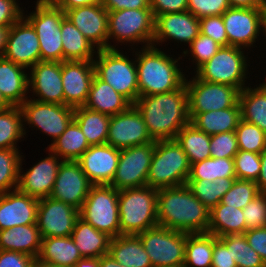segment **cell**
<instances>
[{"mask_svg":"<svg viewBox=\"0 0 266 267\" xmlns=\"http://www.w3.org/2000/svg\"><path fill=\"white\" fill-rule=\"evenodd\" d=\"M248 53L243 48L221 46L194 74L201 80L230 85L242 91L247 86V79L250 80L248 67L251 57L248 58Z\"/></svg>","mask_w":266,"mask_h":267,"instance_id":"cell-9","label":"cell"},{"mask_svg":"<svg viewBox=\"0 0 266 267\" xmlns=\"http://www.w3.org/2000/svg\"><path fill=\"white\" fill-rule=\"evenodd\" d=\"M10 27H0V57L3 56Z\"/></svg>","mask_w":266,"mask_h":267,"instance_id":"cell-65","label":"cell"},{"mask_svg":"<svg viewBox=\"0 0 266 267\" xmlns=\"http://www.w3.org/2000/svg\"><path fill=\"white\" fill-rule=\"evenodd\" d=\"M258 193L260 192L255 181L235 179L231 188L223 196L221 203L243 209Z\"/></svg>","mask_w":266,"mask_h":267,"instance_id":"cell-48","label":"cell"},{"mask_svg":"<svg viewBox=\"0 0 266 267\" xmlns=\"http://www.w3.org/2000/svg\"><path fill=\"white\" fill-rule=\"evenodd\" d=\"M154 18L166 13L188 11V0H150Z\"/></svg>","mask_w":266,"mask_h":267,"instance_id":"cell-55","label":"cell"},{"mask_svg":"<svg viewBox=\"0 0 266 267\" xmlns=\"http://www.w3.org/2000/svg\"><path fill=\"white\" fill-rule=\"evenodd\" d=\"M11 107V105L4 99L1 91H0V111L5 110Z\"/></svg>","mask_w":266,"mask_h":267,"instance_id":"cell-67","label":"cell"},{"mask_svg":"<svg viewBox=\"0 0 266 267\" xmlns=\"http://www.w3.org/2000/svg\"><path fill=\"white\" fill-rule=\"evenodd\" d=\"M199 34V18L189 11L166 13L155 17L152 46H166L165 42L170 40L175 41V44L180 42V45L183 43L189 46Z\"/></svg>","mask_w":266,"mask_h":267,"instance_id":"cell-19","label":"cell"},{"mask_svg":"<svg viewBox=\"0 0 266 267\" xmlns=\"http://www.w3.org/2000/svg\"><path fill=\"white\" fill-rule=\"evenodd\" d=\"M80 210L51 197L39 199L37 227L41 238L71 236Z\"/></svg>","mask_w":266,"mask_h":267,"instance_id":"cell-17","label":"cell"},{"mask_svg":"<svg viewBox=\"0 0 266 267\" xmlns=\"http://www.w3.org/2000/svg\"><path fill=\"white\" fill-rule=\"evenodd\" d=\"M22 151L0 149V194L17 189Z\"/></svg>","mask_w":266,"mask_h":267,"instance_id":"cell-45","label":"cell"},{"mask_svg":"<svg viewBox=\"0 0 266 267\" xmlns=\"http://www.w3.org/2000/svg\"><path fill=\"white\" fill-rule=\"evenodd\" d=\"M73 120L79 125L90 146L107 143L110 116L83 106L74 108Z\"/></svg>","mask_w":266,"mask_h":267,"instance_id":"cell-37","label":"cell"},{"mask_svg":"<svg viewBox=\"0 0 266 267\" xmlns=\"http://www.w3.org/2000/svg\"><path fill=\"white\" fill-rule=\"evenodd\" d=\"M19 2V0H0V27H11L23 17L24 9Z\"/></svg>","mask_w":266,"mask_h":267,"instance_id":"cell-54","label":"cell"},{"mask_svg":"<svg viewBox=\"0 0 266 267\" xmlns=\"http://www.w3.org/2000/svg\"><path fill=\"white\" fill-rule=\"evenodd\" d=\"M28 85L30 99L64 105L61 62L39 61L28 70Z\"/></svg>","mask_w":266,"mask_h":267,"instance_id":"cell-21","label":"cell"},{"mask_svg":"<svg viewBox=\"0 0 266 267\" xmlns=\"http://www.w3.org/2000/svg\"><path fill=\"white\" fill-rule=\"evenodd\" d=\"M82 255L71 236L42 238L38 260L58 266L73 267Z\"/></svg>","mask_w":266,"mask_h":267,"instance_id":"cell-33","label":"cell"},{"mask_svg":"<svg viewBox=\"0 0 266 267\" xmlns=\"http://www.w3.org/2000/svg\"><path fill=\"white\" fill-rule=\"evenodd\" d=\"M94 75L93 61L61 62L64 105L72 108L83 107L87 101Z\"/></svg>","mask_w":266,"mask_h":267,"instance_id":"cell-24","label":"cell"},{"mask_svg":"<svg viewBox=\"0 0 266 267\" xmlns=\"http://www.w3.org/2000/svg\"><path fill=\"white\" fill-rule=\"evenodd\" d=\"M157 191L147 185L119 191L120 235H138L158 225Z\"/></svg>","mask_w":266,"mask_h":267,"instance_id":"cell-4","label":"cell"},{"mask_svg":"<svg viewBox=\"0 0 266 267\" xmlns=\"http://www.w3.org/2000/svg\"><path fill=\"white\" fill-rule=\"evenodd\" d=\"M237 178H219L216 181L187 180L186 184L194 196L209 210L217 206L225 193L231 188Z\"/></svg>","mask_w":266,"mask_h":267,"instance_id":"cell-43","label":"cell"},{"mask_svg":"<svg viewBox=\"0 0 266 267\" xmlns=\"http://www.w3.org/2000/svg\"><path fill=\"white\" fill-rule=\"evenodd\" d=\"M244 235L250 247L260 255L266 264V227L247 230Z\"/></svg>","mask_w":266,"mask_h":267,"instance_id":"cell-57","label":"cell"},{"mask_svg":"<svg viewBox=\"0 0 266 267\" xmlns=\"http://www.w3.org/2000/svg\"><path fill=\"white\" fill-rule=\"evenodd\" d=\"M261 171L256 181L259 192L266 193V148L260 153Z\"/></svg>","mask_w":266,"mask_h":267,"instance_id":"cell-62","label":"cell"},{"mask_svg":"<svg viewBox=\"0 0 266 267\" xmlns=\"http://www.w3.org/2000/svg\"><path fill=\"white\" fill-rule=\"evenodd\" d=\"M235 133L239 150L260 154L266 148V132L255 124L241 119Z\"/></svg>","mask_w":266,"mask_h":267,"instance_id":"cell-47","label":"cell"},{"mask_svg":"<svg viewBox=\"0 0 266 267\" xmlns=\"http://www.w3.org/2000/svg\"><path fill=\"white\" fill-rule=\"evenodd\" d=\"M25 67L0 57V91L11 105L20 107L29 98L28 73Z\"/></svg>","mask_w":266,"mask_h":267,"instance_id":"cell-27","label":"cell"},{"mask_svg":"<svg viewBox=\"0 0 266 267\" xmlns=\"http://www.w3.org/2000/svg\"><path fill=\"white\" fill-rule=\"evenodd\" d=\"M153 154L154 143L120 150L118 166L110 186L118 191L146 186Z\"/></svg>","mask_w":266,"mask_h":267,"instance_id":"cell-14","label":"cell"},{"mask_svg":"<svg viewBox=\"0 0 266 267\" xmlns=\"http://www.w3.org/2000/svg\"><path fill=\"white\" fill-rule=\"evenodd\" d=\"M250 85L248 83L239 94L241 119L266 132V83L256 84V87Z\"/></svg>","mask_w":266,"mask_h":267,"instance_id":"cell-34","label":"cell"},{"mask_svg":"<svg viewBox=\"0 0 266 267\" xmlns=\"http://www.w3.org/2000/svg\"><path fill=\"white\" fill-rule=\"evenodd\" d=\"M233 159L237 179L257 181L261 171L260 154L239 150Z\"/></svg>","mask_w":266,"mask_h":267,"instance_id":"cell-49","label":"cell"},{"mask_svg":"<svg viewBox=\"0 0 266 267\" xmlns=\"http://www.w3.org/2000/svg\"><path fill=\"white\" fill-rule=\"evenodd\" d=\"M99 267H124L108 253L99 258Z\"/></svg>","mask_w":266,"mask_h":267,"instance_id":"cell-63","label":"cell"},{"mask_svg":"<svg viewBox=\"0 0 266 267\" xmlns=\"http://www.w3.org/2000/svg\"><path fill=\"white\" fill-rule=\"evenodd\" d=\"M119 191L110 185H92L80 209V217L111 238L120 235Z\"/></svg>","mask_w":266,"mask_h":267,"instance_id":"cell-10","label":"cell"},{"mask_svg":"<svg viewBox=\"0 0 266 267\" xmlns=\"http://www.w3.org/2000/svg\"><path fill=\"white\" fill-rule=\"evenodd\" d=\"M190 123L207 135L235 131L240 120L241 110L239 102L227 109L203 113H189Z\"/></svg>","mask_w":266,"mask_h":267,"instance_id":"cell-30","label":"cell"},{"mask_svg":"<svg viewBox=\"0 0 266 267\" xmlns=\"http://www.w3.org/2000/svg\"><path fill=\"white\" fill-rule=\"evenodd\" d=\"M200 33L215 40L221 46H228V37L222 15L199 19Z\"/></svg>","mask_w":266,"mask_h":267,"instance_id":"cell-53","label":"cell"},{"mask_svg":"<svg viewBox=\"0 0 266 267\" xmlns=\"http://www.w3.org/2000/svg\"><path fill=\"white\" fill-rule=\"evenodd\" d=\"M132 104L108 83L94 75L84 107L114 116L125 112Z\"/></svg>","mask_w":266,"mask_h":267,"instance_id":"cell-29","label":"cell"},{"mask_svg":"<svg viewBox=\"0 0 266 267\" xmlns=\"http://www.w3.org/2000/svg\"><path fill=\"white\" fill-rule=\"evenodd\" d=\"M230 250L237 267H266L260 255L250 247L244 234H231L218 237Z\"/></svg>","mask_w":266,"mask_h":267,"instance_id":"cell-44","label":"cell"},{"mask_svg":"<svg viewBox=\"0 0 266 267\" xmlns=\"http://www.w3.org/2000/svg\"><path fill=\"white\" fill-rule=\"evenodd\" d=\"M39 199L14 189L0 194V230L36 224Z\"/></svg>","mask_w":266,"mask_h":267,"instance_id":"cell-26","label":"cell"},{"mask_svg":"<svg viewBox=\"0 0 266 267\" xmlns=\"http://www.w3.org/2000/svg\"><path fill=\"white\" fill-rule=\"evenodd\" d=\"M210 210L194 196L187 184L157 191L158 225L183 233H206Z\"/></svg>","mask_w":266,"mask_h":267,"instance_id":"cell-2","label":"cell"},{"mask_svg":"<svg viewBox=\"0 0 266 267\" xmlns=\"http://www.w3.org/2000/svg\"><path fill=\"white\" fill-rule=\"evenodd\" d=\"M3 57L28 70L41 61L38 36L24 17L10 27Z\"/></svg>","mask_w":266,"mask_h":267,"instance_id":"cell-20","label":"cell"},{"mask_svg":"<svg viewBox=\"0 0 266 267\" xmlns=\"http://www.w3.org/2000/svg\"><path fill=\"white\" fill-rule=\"evenodd\" d=\"M35 260L21 252L0 250V267H33Z\"/></svg>","mask_w":266,"mask_h":267,"instance_id":"cell-56","label":"cell"},{"mask_svg":"<svg viewBox=\"0 0 266 267\" xmlns=\"http://www.w3.org/2000/svg\"><path fill=\"white\" fill-rule=\"evenodd\" d=\"M108 254L124 267H152L138 235L111 238Z\"/></svg>","mask_w":266,"mask_h":267,"instance_id":"cell-31","label":"cell"},{"mask_svg":"<svg viewBox=\"0 0 266 267\" xmlns=\"http://www.w3.org/2000/svg\"><path fill=\"white\" fill-rule=\"evenodd\" d=\"M229 8L228 0H188V11L199 19L223 15Z\"/></svg>","mask_w":266,"mask_h":267,"instance_id":"cell-52","label":"cell"},{"mask_svg":"<svg viewBox=\"0 0 266 267\" xmlns=\"http://www.w3.org/2000/svg\"><path fill=\"white\" fill-rule=\"evenodd\" d=\"M82 257L100 258L109 252L111 237L79 217L71 233Z\"/></svg>","mask_w":266,"mask_h":267,"instance_id":"cell-32","label":"cell"},{"mask_svg":"<svg viewBox=\"0 0 266 267\" xmlns=\"http://www.w3.org/2000/svg\"><path fill=\"white\" fill-rule=\"evenodd\" d=\"M42 238L37 224L19 225L0 230V250L21 252L35 259L41 251Z\"/></svg>","mask_w":266,"mask_h":267,"instance_id":"cell-28","label":"cell"},{"mask_svg":"<svg viewBox=\"0 0 266 267\" xmlns=\"http://www.w3.org/2000/svg\"><path fill=\"white\" fill-rule=\"evenodd\" d=\"M154 24L155 18L151 9L108 12V49H118L127 44V48L130 47L131 50L140 48L139 44L141 48L152 46Z\"/></svg>","mask_w":266,"mask_h":267,"instance_id":"cell-5","label":"cell"},{"mask_svg":"<svg viewBox=\"0 0 266 267\" xmlns=\"http://www.w3.org/2000/svg\"><path fill=\"white\" fill-rule=\"evenodd\" d=\"M262 36L265 37L266 39V7L264 8V13H263V29H262Z\"/></svg>","mask_w":266,"mask_h":267,"instance_id":"cell-68","label":"cell"},{"mask_svg":"<svg viewBox=\"0 0 266 267\" xmlns=\"http://www.w3.org/2000/svg\"><path fill=\"white\" fill-rule=\"evenodd\" d=\"M92 186L77 161L63 160L49 197L80 210Z\"/></svg>","mask_w":266,"mask_h":267,"instance_id":"cell-22","label":"cell"},{"mask_svg":"<svg viewBox=\"0 0 266 267\" xmlns=\"http://www.w3.org/2000/svg\"><path fill=\"white\" fill-rule=\"evenodd\" d=\"M126 50L135 54L139 96L172 92L185 83L187 72L179 65L180 54L175 58L155 46Z\"/></svg>","mask_w":266,"mask_h":267,"instance_id":"cell-3","label":"cell"},{"mask_svg":"<svg viewBox=\"0 0 266 267\" xmlns=\"http://www.w3.org/2000/svg\"><path fill=\"white\" fill-rule=\"evenodd\" d=\"M35 8L23 17L35 29L40 43L41 61L63 62L61 24L66 18L65 12L52 0H36ZM27 14H26V13Z\"/></svg>","mask_w":266,"mask_h":267,"instance_id":"cell-8","label":"cell"},{"mask_svg":"<svg viewBox=\"0 0 266 267\" xmlns=\"http://www.w3.org/2000/svg\"><path fill=\"white\" fill-rule=\"evenodd\" d=\"M217 239L208 232L188 234L183 267H211L213 244Z\"/></svg>","mask_w":266,"mask_h":267,"instance_id":"cell-39","label":"cell"},{"mask_svg":"<svg viewBox=\"0 0 266 267\" xmlns=\"http://www.w3.org/2000/svg\"><path fill=\"white\" fill-rule=\"evenodd\" d=\"M190 166L186 153L176 139L155 141L147 186L160 189L184 185Z\"/></svg>","mask_w":266,"mask_h":267,"instance_id":"cell-6","label":"cell"},{"mask_svg":"<svg viewBox=\"0 0 266 267\" xmlns=\"http://www.w3.org/2000/svg\"><path fill=\"white\" fill-rule=\"evenodd\" d=\"M244 218L242 209L220 202L210 210L207 232L217 238L231 234H244L246 231Z\"/></svg>","mask_w":266,"mask_h":267,"instance_id":"cell-35","label":"cell"},{"mask_svg":"<svg viewBox=\"0 0 266 267\" xmlns=\"http://www.w3.org/2000/svg\"><path fill=\"white\" fill-rule=\"evenodd\" d=\"M101 3L108 12L124 9H151L150 0H101Z\"/></svg>","mask_w":266,"mask_h":267,"instance_id":"cell-58","label":"cell"},{"mask_svg":"<svg viewBox=\"0 0 266 267\" xmlns=\"http://www.w3.org/2000/svg\"><path fill=\"white\" fill-rule=\"evenodd\" d=\"M120 49L97 50L93 59L95 75L133 105L139 97L135 54L131 59Z\"/></svg>","mask_w":266,"mask_h":267,"instance_id":"cell-7","label":"cell"},{"mask_svg":"<svg viewBox=\"0 0 266 267\" xmlns=\"http://www.w3.org/2000/svg\"><path fill=\"white\" fill-rule=\"evenodd\" d=\"M65 15L97 50L108 49V11L102 3L75 7Z\"/></svg>","mask_w":266,"mask_h":267,"instance_id":"cell-23","label":"cell"},{"mask_svg":"<svg viewBox=\"0 0 266 267\" xmlns=\"http://www.w3.org/2000/svg\"><path fill=\"white\" fill-rule=\"evenodd\" d=\"M48 155L29 169L23 170L25 156H21L19 165V176L17 189L36 199L47 198L50 196L57 177L58 169L62 159L46 148ZM24 157V158H23Z\"/></svg>","mask_w":266,"mask_h":267,"instance_id":"cell-16","label":"cell"},{"mask_svg":"<svg viewBox=\"0 0 266 267\" xmlns=\"http://www.w3.org/2000/svg\"><path fill=\"white\" fill-rule=\"evenodd\" d=\"M63 61H93L97 49L65 18L61 24Z\"/></svg>","mask_w":266,"mask_h":267,"instance_id":"cell-36","label":"cell"},{"mask_svg":"<svg viewBox=\"0 0 266 267\" xmlns=\"http://www.w3.org/2000/svg\"><path fill=\"white\" fill-rule=\"evenodd\" d=\"M23 132L27 127L52 137L48 147L66 130L74 119V108L61 104L44 103L28 98L21 106ZM26 127V128H25Z\"/></svg>","mask_w":266,"mask_h":267,"instance_id":"cell-12","label":"cell"},{"mask_svg":"<svg viewBox=\"0 0 266 267\" xmlns=\"http://www.w3.org/2000/svg\"><path fill=\"white\" fill-rule=\"evenodd\" d=\"M239 151L235 131L210 135V153L213 158H234Z\"/></svg>","mask_w":266,"mask_h":267,"instance_id":"cell-50","label":"cell"},{"mask_svg":"<svg viewBox=\"0 0 266 267\" xmlns=\"http://www.w3.org/2000/svg\"><path fill=\"white\" fill-rule=\"evenodd\" d=\"M73 267H99V258L83 257Z\"/></svg>","mask_w":266,"mask_h":267,"instance_id":"cell-64","label":"cell"},{"mask_svg":"<svg viewBox=\"0 0 266 267\" xmlns=\"http://www.w3.org/2000/svg\"><path fill=\"white\" fill-rule=\"evenodd\" d=\"M186 76L189 113H203L234 107L239 102L240 90L236 87L211 83ZM189 79V80H188Z\"/></svg>","mask_w":266,"mask_h":267,"instance_id":"cell-13","label":"cell"},{"mask_svg":"<svg viewBox=\"0 0 266 267\" xmlns=\"http://www.w3.org/2000/svg\"><path fill=\"white\" fill-rule=\"evenodd\" d=\"M230 7L237 8H265L266 0H228Z\"/></svg>","mask_w":266,"mask_h":267,"instance_id":"cell-61","label":"cell"},{"mask_svg":"<svg viewBox=\"0 0 266 267\" xmlns=\"http://www.w3.org/2000/svg\"><path fill=\"white\" fill-rule=\"evenodd\" d=\"M146 143L155 141L147 131L142 114L134 105L110 117L107 144L122 150Z\"/></svg>","mask_w":266,"mask_h":267,"instance_id":"cell-18","label":"cell"},{"mask_svg":"<svg viewBox=\"0 0 266 267\" xmlns=\"http://www.w3.org/2000/svg\"><path fill=\"white\" fill-rule=\"evenodd\" d=\"M175 139L186 153L190 164L211 158L210 135L196 129L191 123L184 126Z\"/></svg>","mask_w":266,"mask_h":267,"instance_id":"cell-40","label":"cell"},{"mask_svg":"<svg viewBox=\"0 0 266 267\" xmlns=\"http://www.w3.org/2000/svg\"><path fill=\"white\" fill-rule=\"evenodd\" d=\"M246 231L266 227V193H258L243 209Z\"/></svg>","mask_w":266,"mask_h":267,"instance_id":"cell-51","label":"cell"},{"mask_svg":"<svg viewBox=\"0 0 266 267\" xmlns=\"http://www.w3.org/2000/svg\"><path fill=\"white\" fill-rule=\"evenodd\" d=\"M22 138L25 140L20 107L0 111V149H19L17 143L23 141Z\"/></svg>","mask_w":266,"mask_h":267,"instance_id":"cell-42","label":"cell"},{"mask_svg":"<svg viewBox=\"0 0 266 267\" xmlns=\"http://www.w3.org/2000/svg\"><path fill=\"white\" fill-rule=\"evenodd\" d=\"M189 48V49H188ZM187 49H183L182 56L190 61V63L193 64L194 70H192L193 74L195 73V70L197 71L203 64H205L208 60L211 59V57L218 52V50L221 48V45L218 44L215 40L212 38L204 35L199 34L188 46ZM187 56V57H186ZM190 56V58H188Z\"/></svg>","mask_w":266,"mask_h":267,"instance_id":"cell-46","label":"cell"},{"mask_svg":"<svg viewBox=\"0 0 266 267\" xmlns=\"http://www.w3.org/2000/svg\"><path fill=\"white\" fill-rule=\"evenodd\" d=\"M230 250L217 239L213 244L212 266L211 267H237L232 259Z\"/></svg>","mask_w":266,"mask_h":267,"instance_id":"cell-59","label":"cell"},{"mask_svg":"<svg viewBox=\"0 0 266 267\" xmlns=\"http://www.w3.org/2000/svg\"><path fill=\"white\" fill-rule=\"evenodd\" d=\"M133 105L142 114L153 141L175 139L190 123L186 83L172 92L139 96Z\"/></svg>","mask_w":266,"mask_h":267,"instance_id":"cell-1","label":"cell"},{"mask_svg":"<svg viewBox=\"0 0 266 267\" xmlns=\"http://www.w3.org/2000/svg\"><path fill=\"white\" fill-rule=\"evenodd\" d=\"M187 235L159 225L138 234L152 267H183Z\"/></svg>","mask_w":266,"mask_h":267,"instance_id":"cell-11","label":"cell"},{"mask_svg":"<svg viewBox=\"0 0 266 267\" xmlns=\"http://www.w3.org/2000/svg\"><path fill=\"white\" fill-rule=\"evenodd\" d=\"M33 267H68V266L53 265V264L41 262L38 259H36Z\"/></svg>","mask_w":266,"mask_h":267,"instance_id":"cell-66","label":"cell"},{"mask_svg":"<svg viewBox=\"0 0 266 267\" xmlns=\"http://www.w3.org/2000/svg\"><path fill=\"white\" fill-rule=\"evenodd\" d=\"M219 178H236L233 158H208L191 164L187 180L216 181Z\"/></svg>","mask_w":266,"mask_h":267,"instance_id":"cell-41","label":"cell"},{"mask_svg":"<svg viewBox=\"0 0 266 267\" xmlns=\"http://www.w3.org/2000/svg\"><path fill=\"white\" fill-rule=\"evenodd\" d=\"M264 8L230 7L222 15L228 37V46L250 50L257 47L263 29ZM257 39V40H256Z\"/></svg>","mask_w":266,"mask_h":267,"instance_id":"cell-15","label":"cell"},{"mask_svg":"<svg viewBox=\"0 0 266 267\" xmlns=\"http://www.w3.org/2000/svg\"><path fill=\"white\" fill-rule=\"evenodd\" d=\"M64 12L75 7L100 4L101 0H52Z\"/></svg>","mask_w":266,"mask_h":267,"instance_id":"cell-60","label":"cell"},{"mask_svg":"<svg viewBox=\"0 0 266 267\" xmlns=\"http://www.w3.org/2000/svg\"><path fill=\"white\" fill-rule=\"evenodd\" d=\"M119 156L120 150L110 144L91 145L77 162L92 185H110Z\"/></svg>","mask_w":266,"mask_h":267,"instance_id":"cell-25","label":"cell"},{"mask_svg":"<svg viewBox=\"0 0 266 267\" xmlns=\"http://www.w3.org/2000/svg\"><path fill=\"white\" fill-rule=\"evenodd\" d=\"M89 147L79 125L72 120L66 130L47 148L62 160L77 161Z\"/></svg>","mask_w":266,"mask_h":267,"instance_id":"cell-38","label":"cell"}]
</instances>
